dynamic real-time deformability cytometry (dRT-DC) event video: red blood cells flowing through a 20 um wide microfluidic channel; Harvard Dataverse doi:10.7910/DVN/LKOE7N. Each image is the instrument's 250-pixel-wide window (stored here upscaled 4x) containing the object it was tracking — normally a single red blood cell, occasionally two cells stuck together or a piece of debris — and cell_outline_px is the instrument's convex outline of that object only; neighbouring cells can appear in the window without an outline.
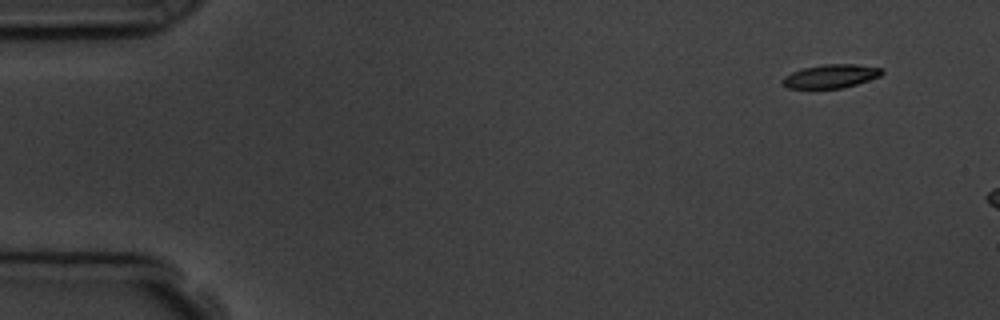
{"species": "common noctule bat (a hibernating species)", "species_latin": "Nyctalus noctula", "temperature_condition": "room temperature", "stored_images_in_passage": 3, "camera_frame_rate_fps": 3000, "um_per_image_px": 0.085, "animal": {"sex": "male", "body_mass_g": 19.5, "forearm_length_mm": 54.6}, "frame": {"image": 1, "passage_image": 1, "time_ms": 0.0, "image_size_px": [1000, 320], "cell_outline_px": [[884, 72], [880, 76], [856, 84], [840, 88], [788, 88], [780, 80], [784, 76], [792, 72], [804, 68], [824, 64], [856, 64], [880, 68]], "centroid_in_image_um": [70.6, 6.47], "position_along_channel_um": 14.4, "area_um2": 13.47}}